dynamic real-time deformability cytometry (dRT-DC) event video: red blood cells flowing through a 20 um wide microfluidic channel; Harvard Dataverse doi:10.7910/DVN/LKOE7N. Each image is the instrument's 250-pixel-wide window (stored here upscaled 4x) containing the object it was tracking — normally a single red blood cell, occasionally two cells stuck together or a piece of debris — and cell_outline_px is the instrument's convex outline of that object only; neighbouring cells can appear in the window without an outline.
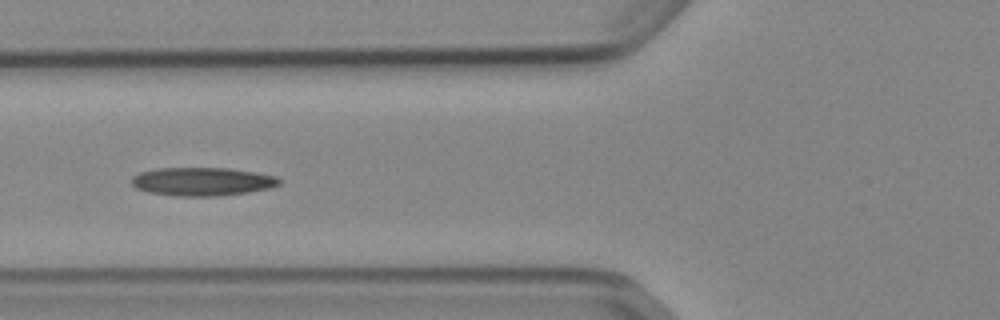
{"species": "Egyptian fruit bat (a non-hibernating species)", "species_latin": "Rousettus aegyptiacus", "temperature_condition": "cold", "stored_images_in_passage": 33, "camera_frame_rate_fps": 3000, "um_per_image_px": 0.085, "animal": {"sex": "female"}, "frame": {"image": 1, "passage_image": 6, "time_ms": 1.667, "image_size_px": [1000, 320], "cell_outline_px": [[280, 184], [272, 188], [248, 192], [216, 196], [176, 196], [148, 192], [136, 188], [132, 184], [132, 176], [140, 172], [156, 168], [228, 168], [256, 172], [276, 176], [280, 180]], "centroid_in_image_um": [17.2, 15.43], "position_along_channel_um": 108.6, "area_um2": 24.51}, "authors_computed_cell_mechanics": {"area_um2": 23.2934, "velocity_mm_per_s": 3.8957, "shape_relaxation_time_tau1_ms": 6.1055, "shape_relaxation_time_tau2_ms": null, "deformation_change_tau1": 0.1737, "deformation_change_tau2": null}}